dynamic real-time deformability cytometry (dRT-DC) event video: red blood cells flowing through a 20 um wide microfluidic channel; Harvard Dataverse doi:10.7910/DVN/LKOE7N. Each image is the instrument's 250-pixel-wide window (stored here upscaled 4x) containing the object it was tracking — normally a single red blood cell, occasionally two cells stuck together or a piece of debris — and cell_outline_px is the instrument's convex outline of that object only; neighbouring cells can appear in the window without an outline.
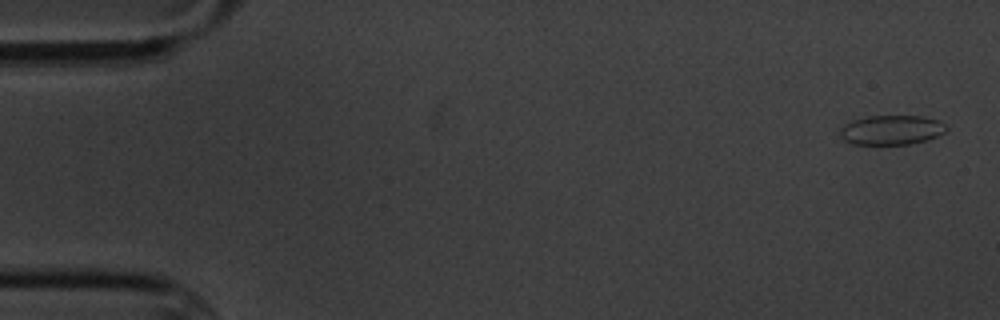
{"species": "common noctule bat (a hibernating species)", "species_latin": "Nyctalus noctula", "temperature_condition": "cold", "stored_images_in_passage": 5, "camera_frame_rate_fps": 3000, "um_per_image_px": 0.085, "animal": {"sex": "male", "body_mass_g": 20.1, "forearm_length_mm": 53.5}, "frame": {"image": 1, "passage_image": 1, "time_ms": 0.0, "image_size_px": [1000, 320], "cell_outline_px": [[948, 128], [944, 132], [928, 140], [912, 144], [852, 144], [844, 140], [840, 136], [840, 128], [844, 124], [852, 120], [868, 116], [924, 116], [940, 120]], "centroid_in_image_um": [75.78, 11.04], "position_along_channel_um": 9.2, "area_um2": 18.44}}